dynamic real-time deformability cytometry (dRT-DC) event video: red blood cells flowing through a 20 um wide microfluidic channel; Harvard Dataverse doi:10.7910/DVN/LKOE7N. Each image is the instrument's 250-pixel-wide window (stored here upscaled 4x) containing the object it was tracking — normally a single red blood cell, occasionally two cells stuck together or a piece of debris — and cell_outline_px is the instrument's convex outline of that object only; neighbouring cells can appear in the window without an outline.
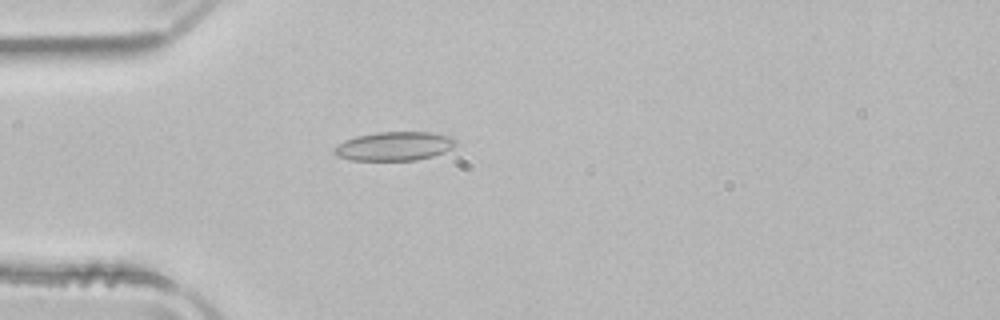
{"species": "common noctule bat (a hibernating species)", "species_latin": "Nyctalus noctula", "temperature_condition": "room temperature", "stored_images_in_passage": 52, "camera_frame_rate_fps": 3000, "um_per_image_px": 0.085, "animal": {"sex": "male", "body_mass_g": 21.5, "forearm_length_mm": 52.0}, "frame": {"image": 1, "passage_image": 15, "time_ms": 4.667, "image_size_px": [1000, 320], "cell_outline_px": [[456, 144], [452, 148], [444, 152], [432, 156], [416, 160], [352, 160], [336, 156], [332, 152], [332, 148], [344, 140], [356, 136], [376, 132], [432, 132], [452, 136], [456, 140]], "centroid_in_image_um": [33.5, 12.42], "position_along_channel_um": 51.5, "area_um2": 20.63}}
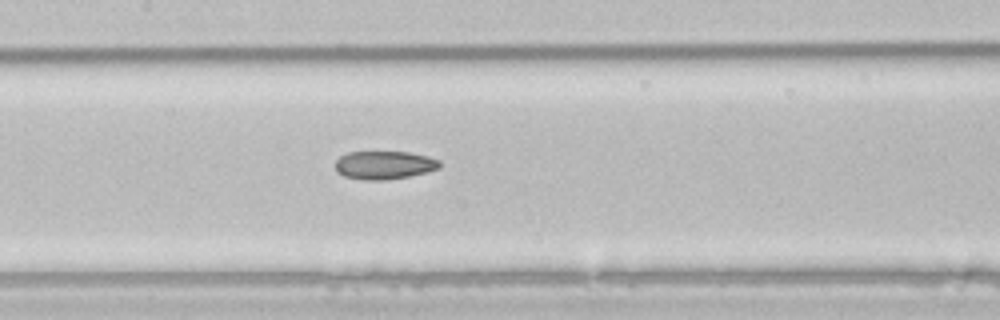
{"frame": {"image": 2, "passage_image": 25, "time_ms": 8.0, "image_size_px": [1000, 320], "cell_outline_px": [[440, 168], [408, 176], [388, 180], [364, 180], [344, 176], [336, 172], [336, 160], [340, 156], [348, 152], [408, 152], [428, 156], [440, 160]], "centroid_in_image_um": [32.64, 14.03], "position_along_channel_um": 174.8, "area_um2": 17.17}}
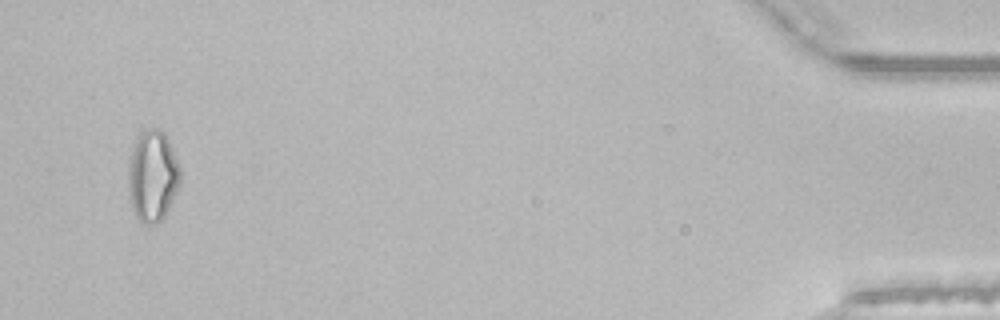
{"frame": {"image": 3, "passage_image": 50, "time_ms": 16.333, "image_size_px": [1000, 320], "cell_outline_px": [[180, 184], [164, 216], [156, 224], [144, 224], [136, 216], [132, 208], [128, 192], [128, 164], [132, 144], [136, 136], [140, 132], [148, 128], [156, 128], [164, 132], [168, 140], [180, 168]], "centroid_in_image_um": [12.93, 14.93], "position_along_channel_um": 422.3, "area_um2": 27.8}, "authors_computed_cell_mechanics": {"area_um2": 19.8543, "velocity_mm_per_s": 3.9806, "shape_relaxation_time_tau1_ms": null, "shape_relaxation_time_tau2_ms": 4.9906, "deformation_change_tau1": null, "deformation_change_tau2": 0.1205}}